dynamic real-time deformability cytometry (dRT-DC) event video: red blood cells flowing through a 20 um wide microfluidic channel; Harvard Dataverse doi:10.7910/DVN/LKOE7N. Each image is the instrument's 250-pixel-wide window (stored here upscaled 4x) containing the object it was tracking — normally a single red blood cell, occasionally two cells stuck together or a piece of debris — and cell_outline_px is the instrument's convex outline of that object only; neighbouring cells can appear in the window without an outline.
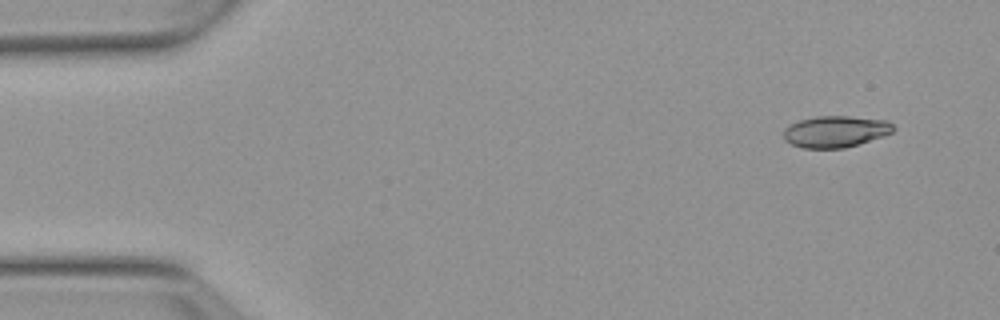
{"species": "Egyptian fruit bat (a non-hibernating species)", "species_latin": "Rousettus aegyptiacus", "temperature_condition": "warm", "stored_images_in_passage": 3, "camera_frame_rate_fps": 3000, "um_per_image_px": 0.085, "animal": {"sex": "female"}, "frame": {"image": 1, "passage_image": 1, "time_ms": 0.0, "image_size_px": [1000, 320], "cell_outline_px": [[896, 128], [892, 132], [884, 136], [844, 148], [800, 148], [784, 140], [784, 128], [800, 120], [816, 116], [848, 116], [888, 120]], "centroid_in_image_um": [71.03, 11.18], "position_along_channel_um": 14.0, "area_um2": 20.17}}
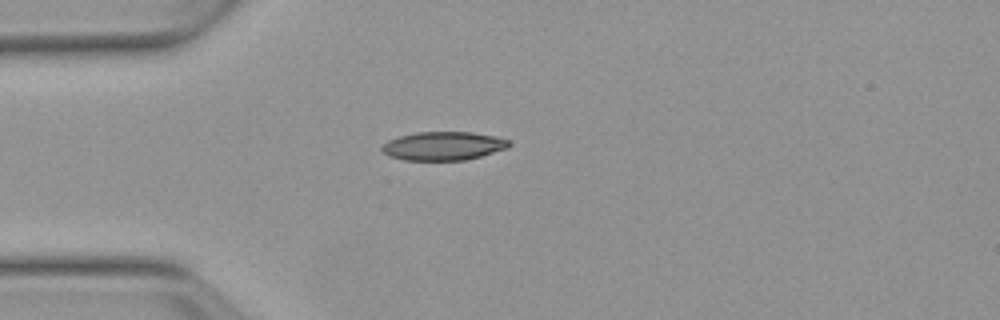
{"frame": {"image": 2, "passage_image": 3, "time_ms": 3.333, "image_size_px": [1000, 320], "cell_outline_px": [[512, 144], [508, 148], [480, 156], [464, 160], [404, 160], [388, 156], [380, 148], [388, 140], [400, 136], [416, 132], [472, 132], [496, 136], [508, 140]], "centroid_in_image_um": [37.69, 12.4], "position_along_channel_um": 47.3, "area_um2": 21.15}}